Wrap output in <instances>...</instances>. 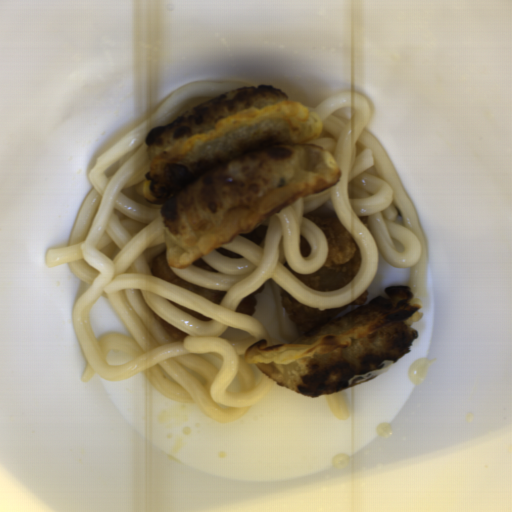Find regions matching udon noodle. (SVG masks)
Instances as JSON below:
<instances>
[{
	"label": "udon noodle",
	"mask_w": 512,
	"mask_h": 512,
	"mask_svg": "<svg viewBox=\"0 0 512 512\" xmlns=\"http://www.w3.org/2000/svg\"><path fill=\"white\" fill-rule=\"evenodd\" d=\"M252 87L237 80L194 81L180 87L158 109L96 158L87 172L92 190L75 218L67 247L47 250L46 266L67 265L86 285L72 321L87 360L83 382L95 375L119 382L143 376L174 402L196 403L216 422H235L256 406L274 381L246 360L260 339H273L253 315L237 313L243 298L262 284L274 288L279 336L288 343L301 334L287 315L283 289L305 306L326 309L349 304L373 284L382 257L391 267L408 268L407 287L418 300L427 294L428 254L416 213L379 141L366 129L370 106L357 92L323 100L312 111L322 122L312 142L336 159L340 180L274 212L259 225L267 231L257 244L237 236L223 245L240 254L229 258L217 250L201 257L217 272L172 268L197 286L224 293L217 304L153 275L158 255L166 252L161 207L145 201L135 186L150 169L146 136L152 127L171 123L185 111L214 98ZM335 216L361 252L359 273L333 291H316L283 265L312 274L324 264L327 238L304 216ZM304 235L311 252L302 256ZM172 301L212 319L200 321ZM157 313L186 337L165 333Z\"/></svg>",
	"instance_id": "d5520da0"
},
{
	"label": "udon noodle",
	"mask_w": 512,
	"mask_h": 512,
	"mask_svg": "<svg viewBox=\"0 0 512 512\" xmlns=\"http://www.w3.org/2000/svg\"><path fill=\"white\" fill-rule=\"evenodd\" d=\"M325 401L329 413L336 420H346L351 415L344 389L332 394H325Z\"/></svg>",
	"instance_id": "a0691cae"
}]
</instances>
